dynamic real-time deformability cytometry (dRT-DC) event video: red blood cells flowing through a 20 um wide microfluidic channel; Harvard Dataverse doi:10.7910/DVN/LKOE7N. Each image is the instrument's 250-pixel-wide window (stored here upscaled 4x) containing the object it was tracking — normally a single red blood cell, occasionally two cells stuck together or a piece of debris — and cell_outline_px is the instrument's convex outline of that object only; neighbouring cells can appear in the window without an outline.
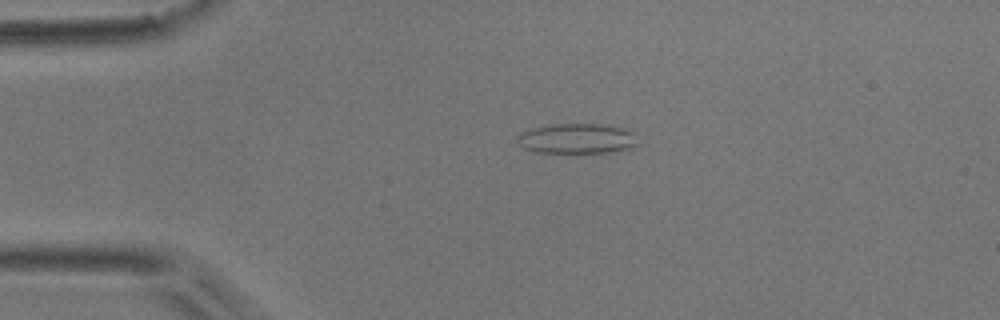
{"species": "common noctule bat (a hibernating species)", "species_latin": "Nyctalus noctula", "temperature_condition": "room temperature", "stored_images_in_passage": 52, "camera_frame_rate_fps": 3000, "um_per_image_px": 0.085, "animal": {"sex": "male", "body_mass_g": 17.9}, "frame": {"image": 1, "passage_image": 10, "time_ms": 3.0, "image_size_px": [1000, 320], "cell_outline_px": [[640, 144], [632, 148], [616, 152], [536, 152], [524, 148], [520, 144], [516, 136], [520, 132], [552, 124], [604, 124], [624, 128], [636, 132]], "centroid_in_image_um": [49.15, 11.78], "position_along_channel_um": 35.8, "area_um2": 21.39}}
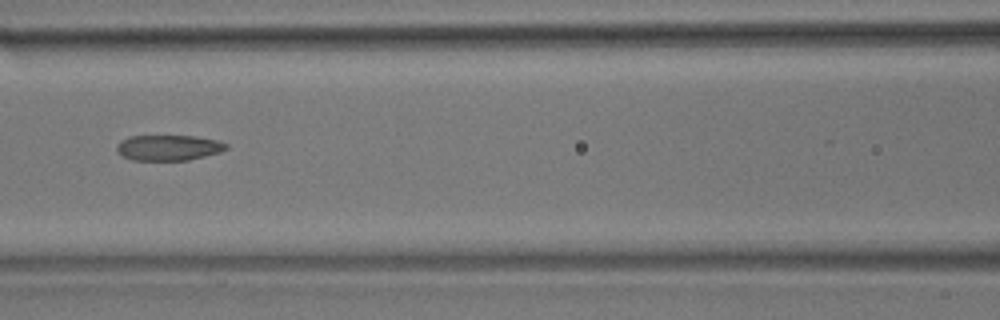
{"frame": {"image": 2, "passage_image": 22, "time_ms": 7.0, "image_size_px": [1000, 320], "cell_outline_px": [[228, 148], [220, 152], [188, 160], [132, 160], [120, 156], [116, 152], [116, 148], [120, 140], [128, 136], [196, 136], [216, 140], [228, 144]], "centroid_in_image_um": [14.28, 12.55], "position_along_channel_um": 152.3, "area_um2": 16.42}}
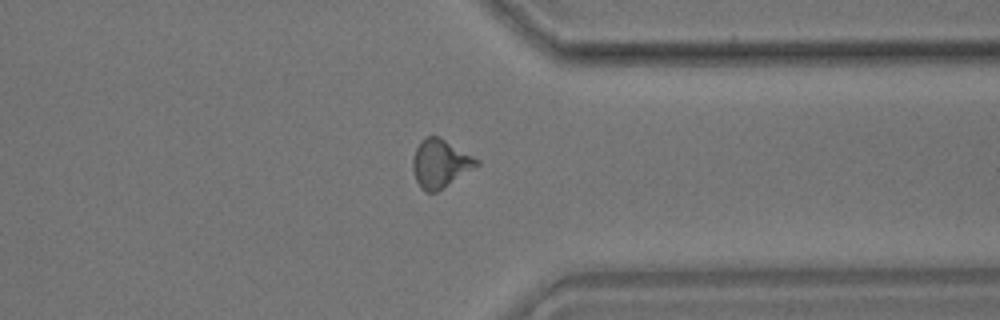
{"frame": {"image": 3, "passage_image": 40, "time_ms": 13.0, "image_size_px": [1000, 320], "cell_outline_px": [[480, 164], [436, 192], [424, 192], [420, 188], [416, 180], [412, 168], [412, 160], [416, 148], [420, 140], [424, 136], [436, 136], [444, 140], [480, 160]], "centroid_in_image_um": [37.38, 13.9], "position_along_channel_um": 374.0, "area_um2": 17.69}, "authors_computed_cell_mechanics": {"area_um2": 17.4845, "velocity_mm_per_s": 3.7494, "shape_relaxation_time_tau1_ms": null, "shape_relaxation_time_tau2_ms": 2.8598, "deformation_change_tau1": null, "deformation_change_tau2": 0.1155}}